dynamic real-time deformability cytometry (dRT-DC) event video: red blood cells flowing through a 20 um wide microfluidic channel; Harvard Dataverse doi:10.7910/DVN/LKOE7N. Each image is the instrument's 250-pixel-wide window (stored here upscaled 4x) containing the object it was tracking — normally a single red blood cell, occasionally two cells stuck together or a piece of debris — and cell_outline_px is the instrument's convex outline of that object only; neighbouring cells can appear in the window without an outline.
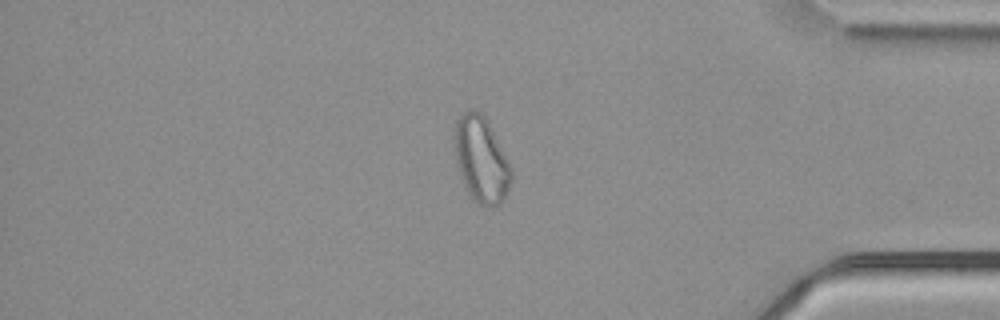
{"species": "common noctule bat (a hibernating species)", "species_latin": "Nyctalus noctula", "temperature_condition": "cold", "stored_images_in_passage": 54, "camera_frame_rate_fps": 3000, "um_per_image_px": 0.085, "animal": {"sex": "male", "body_mass_g": 21.5, "forearm_length_mm": 52.0}, "frame": {"image": 1, "passage_image": 46, "time_ms": 15.0, "image_size_px": [1000, 320], "cell_outline_px": [[512, 180], [500, 204], [496, 208], [488, 208], [480, 204], [468, 192], [460, 176], [456, 160], [452, 136], [456, 120], [468, 108], [472, 108], [480, 112], [484, 116], [508, 160], [512, 168]], "centroid_in_image_um": [40.88, 13.55], "position_along_channel_um": 394.3, "area_um2": 28.44}, "authors_computed_cell_mechanics": {"area_um2": 28.8422, "velocity_mm_per_s": 3.7414, "shape_relaxation_time_tau1_ms": null, "shape_relaxation_time_tau2_ms": 1.8943, "deformation_change_tau1": null, "deformation_change_tau2": 0.0897}}